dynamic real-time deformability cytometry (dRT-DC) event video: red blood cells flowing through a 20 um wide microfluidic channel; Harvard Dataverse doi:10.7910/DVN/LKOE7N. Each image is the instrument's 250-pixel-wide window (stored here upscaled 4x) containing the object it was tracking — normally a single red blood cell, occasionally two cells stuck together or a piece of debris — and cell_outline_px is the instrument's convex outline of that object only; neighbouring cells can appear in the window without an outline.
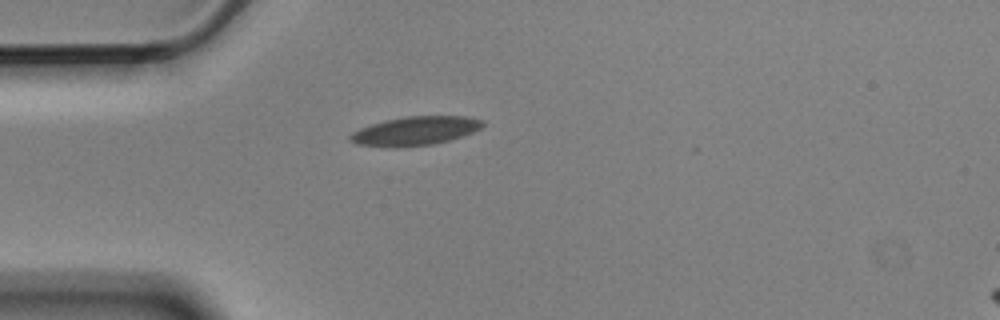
{"species": "Egyptian fruit bat (a non-hibernating species)", "species_latin": "Rousettus aegyptiacus", "temperature_condition": "cold", "stored_images_in_passage": 1, "camera_frame_rate_fps": 3000, "um_per_image_px": 0.085, "animal": {"sex": "male"}, "frame": {"image": 1, "passage_image": 1, "time_ms": 0.0, "image_size_px": [1000, 320], "cell_outline_px": [[484, 124], [480, 128], [472, 132], [448, 140], [432, 144], [396, 148], [356, 144], [348, 140], [348, 136], [352, 132], [360, 128], [384, 120], [404, 116], [468, 116], [484, 120]], "centroid_in_image_um": [35.25, 11.12], "position_along_channel_um": 49.8, "area_um2": 22.31}}